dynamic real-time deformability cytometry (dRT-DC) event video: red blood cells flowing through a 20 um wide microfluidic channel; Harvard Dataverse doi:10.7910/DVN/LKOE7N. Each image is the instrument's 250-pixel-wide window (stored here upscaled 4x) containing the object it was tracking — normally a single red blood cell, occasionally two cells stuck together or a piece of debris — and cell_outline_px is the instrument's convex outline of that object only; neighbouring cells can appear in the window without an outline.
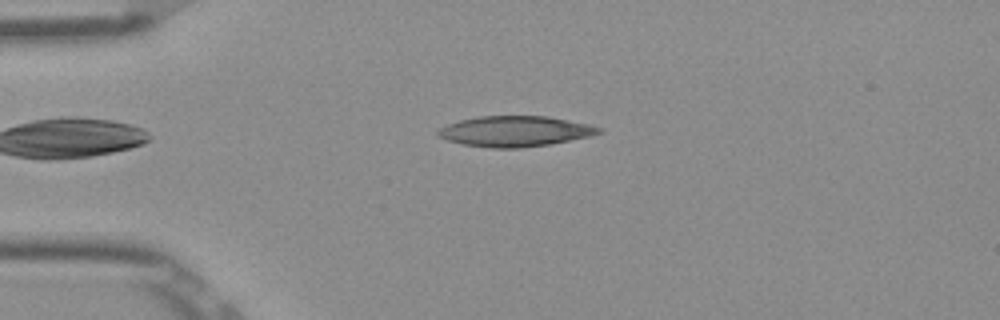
{"species": "Egyptian fruit bat (a non-hibernating species)", "species_latin": "Rousettus aegyptiacus", "temperature_condition": "room temperature", "stored_images_in_passage": 46, "camera_frame_rate_fps": 3000, "um_per_image_px": 0.085, "frame": {"image": 1, "passage_image": 7, "time_ms": 2.0, "image_size_px": [1000, 320], "cell_outline_px": [[604, 132], [592, 136], [548, 144], [520, 148], [492, 148], [464, 144], [448, 140], [436, 136], [436, 132], [440, 128], [448, 124], [460, 120], [480, 116], [548, 116], [588, 124], [604, 128]], "centroid_in_image_um": [43.81, 11.15], "position_along_channel_um": 41.2, "area_um2": 28.61}}
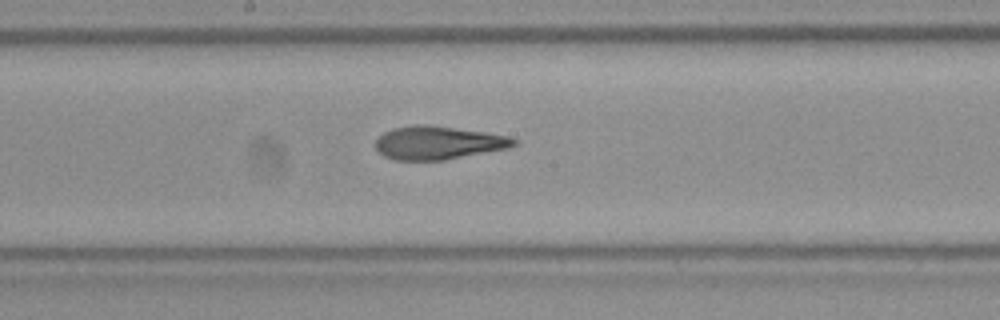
{"frame": {"image": 2, "passage_image": 22, "time_ms": 7.0, "image_size_px": [1000, 320], "cell_outline_px": [[520, 140], [516, 144], [508, 148], [444, 160], [392, 160], [384, 156], [376, 148], [376, 140], [384, 132], [392, 128], [416, 124], [428, 124], [484, 132], [508, 136]], "centroid_in_image_um": [37.24, 12.13], "position_along_channel_um": 211.0, "area_um2": 26.82}}
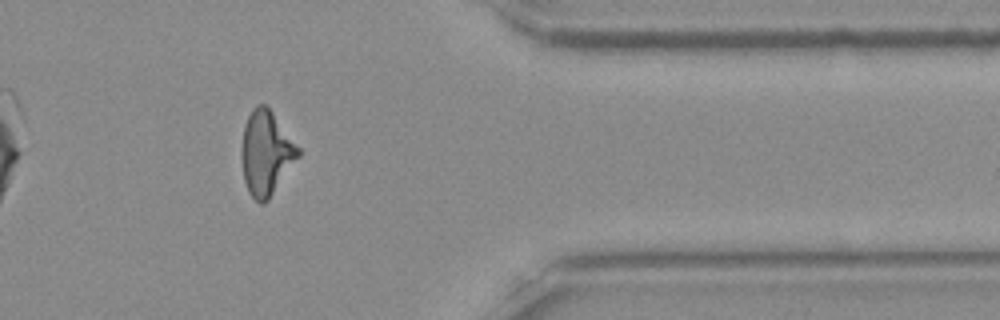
{"frame": {"image": 3, "passage_image": 37, "time_ms": 12.0, "image_size_px": [1000, 320], "cell_outline_px": [[300, 156], [268, 200], [264, 204], [260, 204], [248, 192], [244, 180], [240, 156], [240, 148], [244, 124], [252, 108], [256, 104], [264, 104], [272, 112], [300, 148]], "centroid_in_image_um": [22.59, 13.01], "position_along_channel_um": 388.8, "area_um2": 28.03}, "authors_computed_cell_mechanics": {"area_um2": 27.8018, "velocity_mm_per_s": 3.9191, "shape_relaxation_time_tau1_ms": 9.8733, "shape_relaxation_time_tau2_ms": 2.2493, "deformation_change_tau1": 0.2461, "deformation_change_tau2": 0.1166}}